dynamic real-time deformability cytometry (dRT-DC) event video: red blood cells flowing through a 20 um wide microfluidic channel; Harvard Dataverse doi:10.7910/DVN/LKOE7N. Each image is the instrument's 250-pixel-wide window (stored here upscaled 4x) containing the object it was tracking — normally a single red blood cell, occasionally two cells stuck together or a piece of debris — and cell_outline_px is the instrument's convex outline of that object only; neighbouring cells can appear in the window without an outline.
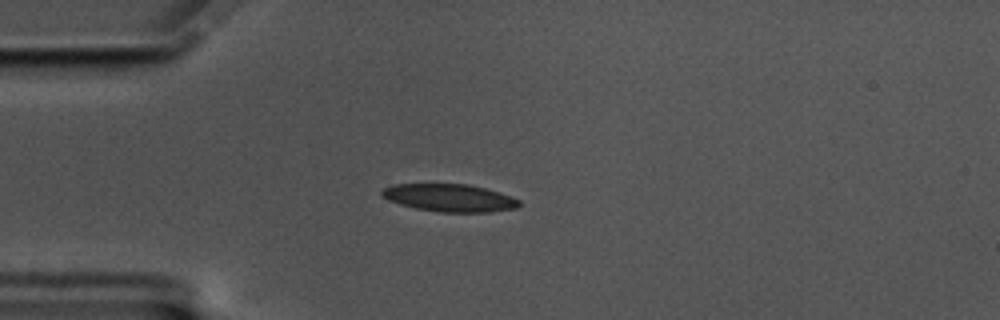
{"species": "common noctule bat (a hibernating species)", "species_latin": "Nyctalus noctula", "temperature_condition": "cold", "stored_images_in_passage": 46, "camera_frame_rate_fps": 3000, "um_per_image_px": 0.085, "animal": {"sex": "male", "body_mass_g": 17.5, "forearm_length_mm": 52.3}, "frame": {"image": 1, "passage_image": 1, "time_ms": 0.0, "image_size_px": [1000, 320], "cell_outline_px": [[520, 204], [516, 208], [488, 212], [440, 212], [416, 208], [400, 204], [388, 200], [380, 196], [380, 192], [384, 188], [392, 184], [468, 184], [484, 188], [520, 200]], "centroid_in_image_um": [38.15, 16.81], "position_along_channel_um": 46.8, "area_um2": 21.91}}
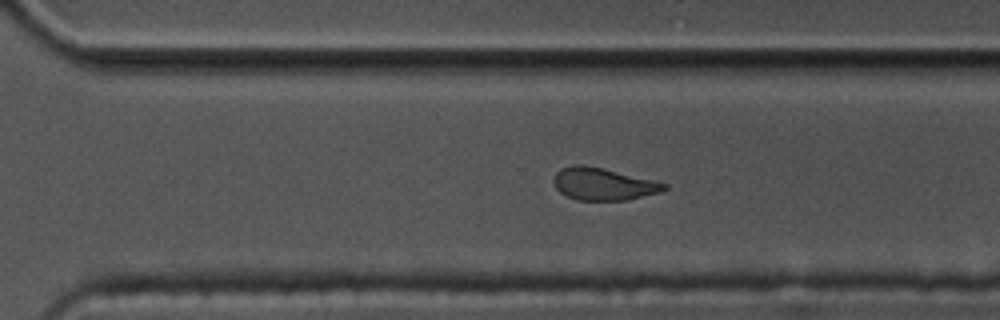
{"frame": {"image": 2, "passage_image": 27, "time_ms": 8.667, "image_size_px": [1000, 320], "cell_outline_px": [[668, 188], [660, 192], [628, 200], [576, 200], [560, 192], [556, 188], [552, 180], [556, 172], [560, 168], [572, 164], [584, 164], [652, 180], [668, 184]], "centroid_in_image_um": [51.23, 15.64], "position_along_channel_um": 319.4, "area_um2": 20.75}}
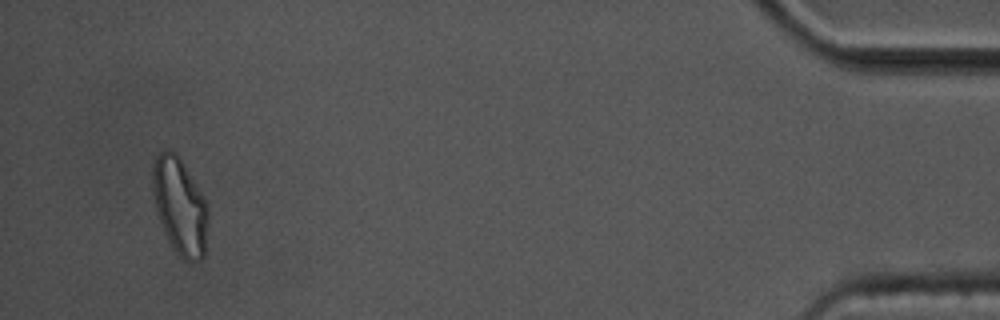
{"frame": {"image": 3, "passage_image": 43, "time_ms": 14.0, "image_size_px": [1000, 320], "cell_outline_px": [[208, 220], [204, 256], [200, 260], [188, 264], [172, 248], [168, 240], [160, 220], [152, 196], [152, 168], [156, 156], [164, 148], [176, 152], [180, 156], [208, 204]], "centroid_in_image_um": [15.29, 17.51], "position_along_channel_um": 419.9, "area_um2": 31.67}, "authors_computed_cell_mechanics": {"area_um2": 22.3397, "velocity_mm_per_s": 3.3159, "shape_relaxation_time_tau1_ms": null, "shape_relaxation_time_tau2_ms": 3.7246, "deformation_change_tau1": null, "deformation_change_tau2": 0.0949}}